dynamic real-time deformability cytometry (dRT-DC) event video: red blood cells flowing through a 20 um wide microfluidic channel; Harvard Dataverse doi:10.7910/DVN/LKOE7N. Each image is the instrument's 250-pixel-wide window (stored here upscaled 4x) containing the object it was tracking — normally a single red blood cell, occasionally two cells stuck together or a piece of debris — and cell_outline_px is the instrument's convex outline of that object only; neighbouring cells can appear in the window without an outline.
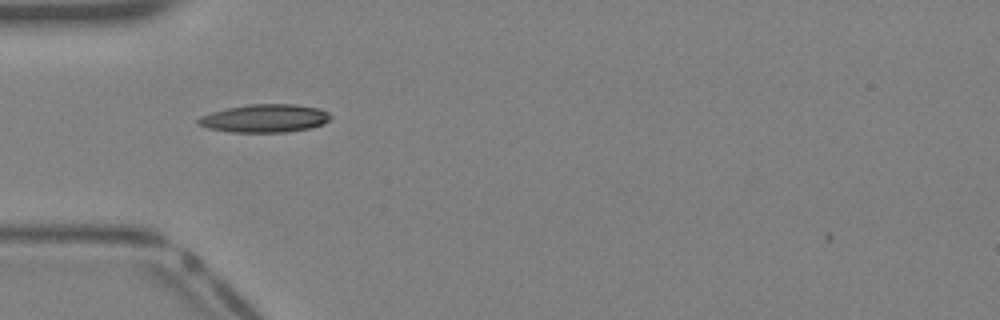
{"species": "Egyptian fruit bat (a non-hibernating species)", "species_latin": "Rousettus aegyptiacus", "temperature_condition": "warm", "stored_images_in_passage": 29, "camera_frame_rate_fps": 3000, "um_per_image_px": 0.085, "animal": {"sex": "female"}, "frame": {"image": 1, "passage_image": 2, "time_ms": 0.333, "image_size_px": [1000, 320], "cell_outline_px": [[332, 116], [324, 124], [312, 128], [284, 132], [232, 132], [208, 128], [196, 124], [196, 120], [200, 116], [212, 112], [228, 108], [252, 104], [296, 104], [320, 108], [328, 112]], "centroid_in_image_um": [22.53, 10.06], "position_along_channel_um": 62.5, "area_um2": 21.73}}
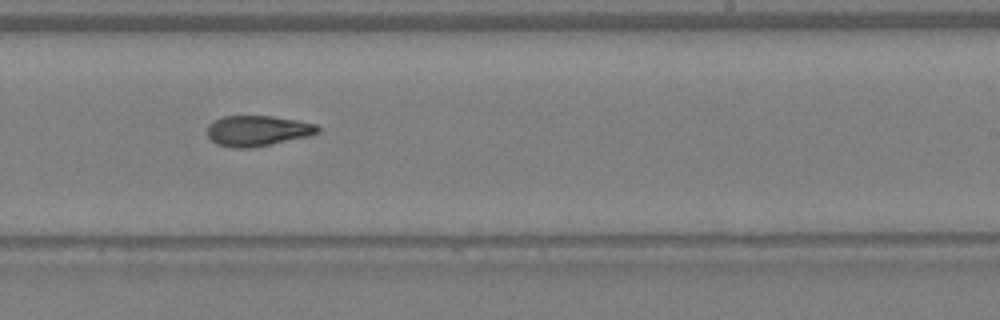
{"frame": {"image": 2, "passage_image": 14, "time_ms": 4.333, "image_size_px": [1000, 320], "cell_outline_px": [[320, 132], [308, 136], [252, 148], [232, 148], [216, 144], [208, 136], [208, 124], [212, 120], [224, 116], [272, 116], [296, 120], [316, 124], [320, 128]], "centroid_in_image_um": [21.87, 11.11], "position_along_channel_um": 267.1, "area_um2": 19.71}}
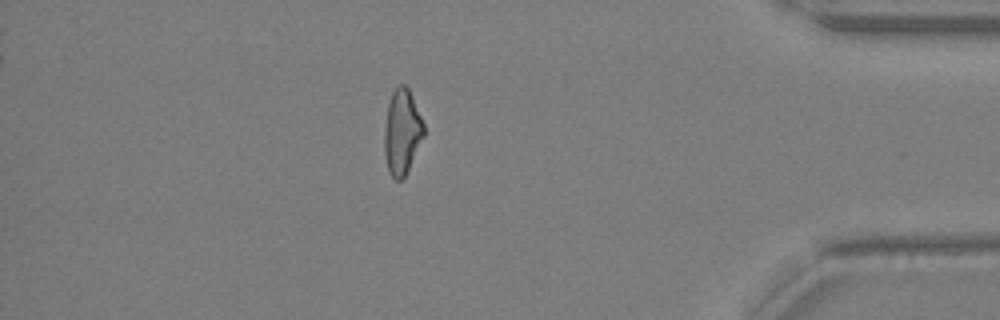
{"frame": {"image": 3, "passage_image": 24, "time_ms": 7.667, "image_size_px": [1000, 320], "cell_outline_px": [[424, 136], [404, 176], [400, 180], [396, 180], [392, 176], [388, 168], [384, 152], [384, 128], [388, 104], [392, 92], [396, 84], [404, 84], [408, 88], [412, 96], [424, 124]], "centroid_in_image_um": [34.16, 11.16], "position_along_channel_um": 401.0, "area_um2": 19.36}}